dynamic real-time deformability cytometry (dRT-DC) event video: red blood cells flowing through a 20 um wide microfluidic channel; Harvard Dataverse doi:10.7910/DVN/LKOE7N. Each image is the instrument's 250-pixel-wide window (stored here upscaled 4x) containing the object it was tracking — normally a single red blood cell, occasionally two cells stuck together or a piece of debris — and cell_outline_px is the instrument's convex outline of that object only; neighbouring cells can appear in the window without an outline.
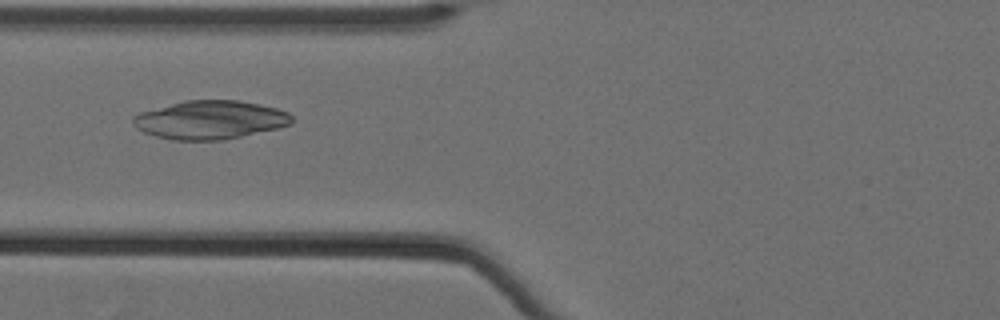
{"species": "Egyptian fruit bat (a non-hibernating species)", "species_latin": "Rousettus aegyptiacus", "temperature_condition": "cold", "stored_images_in_passage": 31, "camera_frame_rate_fps": 3000, "um_per_image_px": 0.085, "animal": {"sex": "female"}, "frame": {"image": 1, "passage_image": 24, "time_ms": 7.667, "image_size_px": [1000, 320], "cell_outline_px": [[292, 124], [276, 128], [240, 136], [220, 140], [172, 140], [156, 136], [144, 132], [136, 128], [132, 120], [132, 116], [140, 112], [184, 100], [236, 100], [260, 104], [276, 108], [288, 112], [292, 116]], "centroid_in_image_um": [17.83, 10.18], "position_along_channel_um": 108.0, "area_um2": 35.43}}
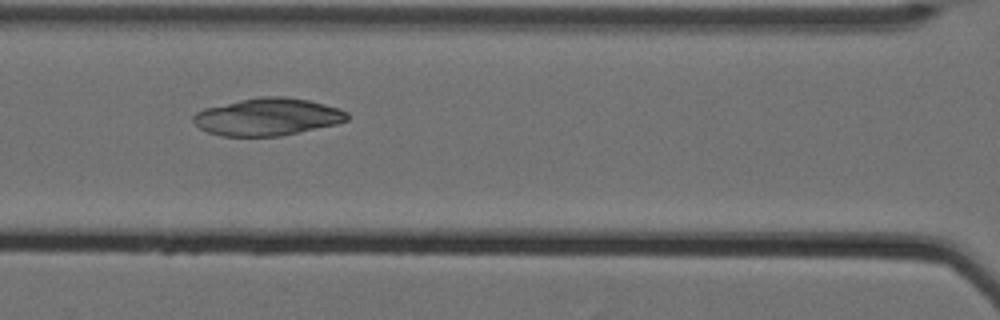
{"frame": {"image": 2, "passage_image": 27, "time_ms": 8.667, "image_size_px": [1000, 320], "cell_outline_px": [[348, 120], [336, 124], [280, 136], [220, 136], [208, 132], [200, 128], [192, 120], [192, 116], [196, 112], [204, 108], [240, 100], [260, 96], [284, 96], [308, 100], [340, 108], [348, 112]], "centroid_in_image_um": [22.74, 9.93], "position_along_channel_um": 143.9, "area_um2": 33.52}}